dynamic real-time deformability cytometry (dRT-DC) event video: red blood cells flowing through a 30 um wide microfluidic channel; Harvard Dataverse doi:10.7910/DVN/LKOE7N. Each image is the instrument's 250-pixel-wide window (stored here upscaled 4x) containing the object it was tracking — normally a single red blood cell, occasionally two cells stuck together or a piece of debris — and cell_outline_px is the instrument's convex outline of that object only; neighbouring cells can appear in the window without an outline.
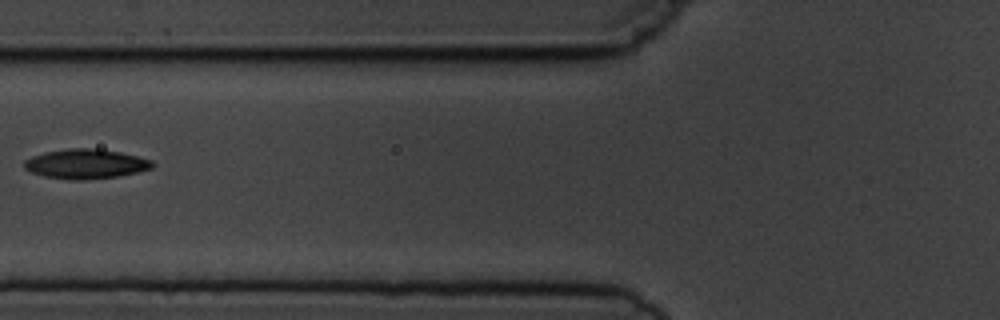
{"species": "common noctule bat (a hibernating species)", "species_latin": "Nyctalus noctula", "temperature_condition": "cold", "stored_images_in_passage": 7, "camera_frame_rate_fps": 3000, "um_per_image_px": 0.085, "animal": {"sex": "male", "body_mass_g": 19.5, "forearm_length_mm": 54.6}, "frame": {"image": 1, "passage_image": 6, "time_ms": 6.667, "image_size_px": [1000, 320], "cell_outline_px": [[156, 164], [152, 168], [120, 176], [84, 180], [72, 180], [44, 176], [32, 172], [24, 168], [24, 160], [32, 156], [44, 152], [68, 148], [96, 148], [120, 152], [152, 160]], "centroid_in_image_um": [7.29, 13.93], "position_along_channel_um": 118.5, "area_um2": 22.2}}
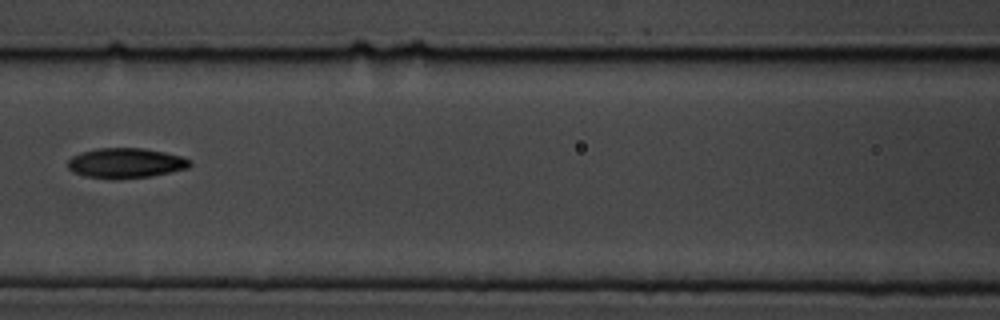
{"frame": {"image": 2, "passage_image": 7, "time_ms": 7.667, "image_size_px": [1000, 320], "cell_outline_px": [[192, 164], [188, 168], [152, 176], [120, 180], [112, 180], [84, 176], [72, 172], [68, 168], [68, 160], [72, 156], [80, 152], [96, 148], [144, 148], [164, 152], [180, 156], [192, 160]], "centroid_in_image_um": [10.66, 13.87], "position_along_channel_um": 155.9, "area_um2": 21.79}}